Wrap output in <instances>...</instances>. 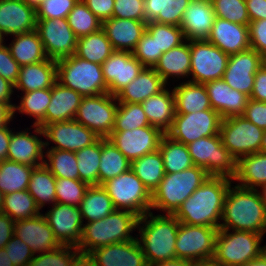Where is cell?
<instances>
[{
  "label": "cell",
  "instance_id": "obj_22",
  "mask_svg": "<svg viewBox=\"0 0 266 266\" xmlns=\"http://www.w3.org/2000/svg\"><path fill=\"white\" fill-rule=\"evenodd\" d=\"M14 235L26 243L34 255L55 250L61 245L42 213L30 219L15 221Z\"/></svg>",
  "mask_w": 266,
  "mask_h": 266
},
{
  "label": "cell",
  "instance_id": "obj_31",
  "mask_svg": "<svg viewBox=\"0 0 266 266\" xmlns=\"http://www.w3.org/2000/svg\"><path fill=\"white\" fill-rule=\"evenodd\" d=\"M82 97L77 91L56 82L51 88V100L46 109L45 126L54 122L73 120Z\"/></svg>",
  "mask_w": 266,
  "mask_h": 266
},
{
  "label": "cell",
  "instance_id": "obj_71",
  "mask_svg": "<svg viewBox=\"0 0 266 266\" xmlns=\"http://www.w3.org/2000/svg\"><path fill=\"white\" fill-rule=\"evenodd\" d=\"M240 266H266V256L264 255V253H262L257 258L250 260Z\"/></svg>",
  "mask_w": 266,
  "mask_h": 266
},
{
  "label": "cell",
  "instance_id": "obj_67",
  "mask_svg": "<svg viewBox=\"0 0 266 266\" xmlns=\"http://www.w3.org/2000/svg\"><path fill=\"white\" fill-rule=\"evenodd\" d=\"M14 84L0 76V102L8 103L14 108L11 103V95L13 94Z\"/></svg>",
  "mask_w": 266,
  "mask_h": 266
},
{
  "label": "cell",
  "instance_id": "obj_28",
  "mask_svg": "<svg viewBox=\"0 0 266 266\" xmlns=\"http://www.w3.org/2000/svg\"><path fill=\"white\" fill-rule=\"evenodd\" d=\"M30 134L28 130L11 132L7 160L34 167L44 164L43 148L50 144Z\"/></svg>",
  "mask_w": 266,
  "mask_h": 266
},
{
  "label": "cell",
  "instance_id": "obj_57",
  "mask_svg": "<svg viewBox=\"0 0 266 266\" xmlns=\"http://www.w3.org/2000/svg\"><path fill=\"white\" fill-rule=\"evenodd\" d=\"M112 17L145 21L144 0H114Z\"/></svg>",
  "mask_w": 266,
  "mask_h": 266
},
{
  "label": "cell",
  "instance_id": "obj_18",
  "mask_svg": "<svg viewBox=\"0 0 266 266\" xmlns=\"http://www.w3.org/2000/svg\"><path fill=\"white\" fill-rule=\"evenodd\" d=\"M265 62L266 60L251 48L231 54L222 79L232 89L250 97L255 74Z\"/></svg>",
  "mask_w": 266,
  "mask_h": 266
},
{
  "label": "cell",
  "instance_id": "obj_36",
  "mask_svg": "<svg viewBox=\"0 0 266 266\" xmlns=\"http://www.w3.org/2000/svg\"><path fill=\"white\" fill-rule=\"evenodd\" d=\"M9 45L12 57L20 66L38 63L47 60L43 43L36 30L15 35Z\"/></svg>",
  "mask_w": 266,
  "mask_h": 266
},
{
  "label": "cell",
  "instance_id": "obj_78",
  "mask_svg": "<svg viewBox=\"0 0 266 266\" xmlns=\"http://www.w3.org/2000/svg\"><path fill=\"white\" fill-rule=\"evenodd\" d=\"M4 39H5V38H3L2 34L0 33V45H2V44H3V42H4Z\"/></svg>",
  "mask_w": 266,
  "mask_h": 266
},
{
  "label": "cell",
  "instance_id": "obj_51",
  "mask_svg": "<svg viewBox=\"0 0 266 266\" xmlns=\"http://www.w3.org/2000/svg\"><path fill=\"white\" fill-rule=\"evenodd\" d=\"M141 103H119L113 131H126L149 126Z\"/></svg>",
  "mask_w": 266,
  "mask_h": 266
},
{
  "label": "cell",
  "instance_id": "obj_48",
  "mask_svg": "<svg viewBox=\"0 0 266 266\" xmlns=\"http://www.w3.org/2000/svg\"><path fill=\"white\" fill-rule=\"evenodd\" d=\"M145 31L156 40L157 63L163 53L182 44L184 40H186L180 26L161 24L152 21L147 23Z\"/></svg>",
  "mask_w": 266,
  "mask_h": 266
},
{
  "label": "cell",
  "instance_id": "obj_19",
  "mask_svg": "<svg viewBox=\"0 0 266 266\" xmlns=\"http://www.w3.org/2000/svg\"><path fill=\"white\" fill-rule=\"evenodd\" d=\"M54 237L61 245L77 247L83 228V219L79 207L64 203H55L44 214Z\"/></svg>",
  "mask_w": 266,
  "mask_h": 266
},
{
  "label": "cell",
  "instance_id": "obj_55",
  "mask_svg": "<svg viewBox=\"0 0 266 266\" xmlns=\"http://www.w3.org/2000/svg\"><path fill=\"white\" fill-rule=\"evenodd\" d=\"M78 0H44L36 9L37 19L67 18Z\"/></svg>",
  "mask_w": 266,
  "mask_h": 266
},
{
  "label": "cell",
  "instance_id": "obj_24",
  "mask_svg": "<svg viewBox=\"0 0 266 266\" xmlns=\"http://www.w3.org/2000/svg\"><path fill=\"white\" fill-rule=\"evenodd\" d=\"M207 41L226 54H235L250 48L249 29L247 25L216 17Z\"/></svg>",
  "mask_w": 266,
  "mask_h": 266
},
{
  "label": "cell",
  "instance_id": "obj_49",
  "mask_svg": "<svg viewBox=\"0 0 266 266\" xmlns=\"http://www.w3.org/2000/svg\"><path fill=\"white\" fill-rule=\"evenodd\" d=\"M45 153L44 165L56 178L79 179L75 152L48 148Z\"/></svg>",
  "mask_w": 266,
  "mask_h": 266
},
{
  "label": "cell",
  "instance_id": "obj_64",
  "mask_svg": "<svg viewBox=\"0 0 266 266\" xmlns=\"http://www.w3.org/2000/svg\"><path fill=\"white\" fill-rule=\"evenodd\" d=\"M13 221L7 214H0V249L4 248L14 235Z\"/></svg>",
  "mask_w": 266,
  "mask_h": 266
},
{
  "label": "cell",
  "instance_id": "obj_37",
  "mask_svg": "<svg viewBox=\"0 0 266 266\" xmlns=\"http://www.w3.org/2000/svg\"><path fill=\"white\" fill-rule=\"evenodd\" d=\"M191 0H144L145 21L180 26Z\"/></svg>",
  "mask_w": 266,
  "mask_h": 266
},
{
  "label": "cell",
  "instance_id": "obj_65",
  "mask_svg": "<svg viewBox=\"0 0 266 266\" xmlns=\"http://www.w3.org/2000/svg\"><path fill=\"white\" fill-rule=\"evenodd\" d=\"M251 21L266 19V0H245Z\"/></svg>",
  "mask_w": 266,
  "mask_h": 266
},
{
  "label": "cell",
  "instance_id": "obj_16",
  "mask_svg": "<svg viewBox=\"0 0 266 266\" xmlns=\"http://www.w3.org/2000/svg\"><path fill=\"white\" fill-rule=\"evenodd\" d=\"M35 127L34 132L45 136L56 146L50 149L67 150L76 152L84 147L95 143L100 137L92 130L73 120L54 122L46 125L43 129Z\"/></svg>",
  "mask_w": 266,
  "mask_h": 266
},
{
  "label": "cell",
  "instance_id": "obj_11",
  "mask_svg": "<svg viewBox=\"0 0 266 266\" xmlns=\"http://www.w3.org/2000/svg\"><path fill=\"white\" fill-rule=\"evenodd\" d=\"M116 101V96L109 93L82 97L74 120L100 138H107L115 126V114L119 105Z\"/></svg>",
  "mask_w": 266,
  "mask_h": 266
},
{
  "label": "cell",
  "instance_id": "obj_74",
  "mask_svg": "<svg viewBox=\"0 0 266 266\" xmlns=\"http://www.w3.org/2000/svg\"><path fill=\"white\" fill-rule=\"evenodd\" d=\"M26 4L31 5L33 8L37 9L44 0H23Z\"/></svg>",
  "mask_w": 266,
  "mask_h": 266
},
{
  "label": "cell",
  "instance_id": "obj_13",
  "mask_svg": "<svg viewBox=\"0 0 266 266\" xmlns=\"http://www.w3.org/2000/svg\"><path fill=\"white\" fill-rule=\"evenodd\" d=\"M222 119L213 109L189 114L176 113L172 127L166 134L173 140L188 145L199 138L219 134Z\"/></svg>",
  "mask_w": 266,
  "mask_h": 266
},
{
  "label": "cell",
  "instance_id": "obj_45",
  "mask_svg": "<svg viewBox=\"0 0 266 266\" xmlns=\"http://www.w3.org/2000/svg\"><path fill=\"white\" fill-rule=\"evenodd\" d=\"M76 153L79 180L89 186L99 185V166L101 158V138Z\"/></svg>",
  "mask_w": 266,
  "mask_h": 266
},
{
  "label": "cell",
  "instance_id": "obj_7",
  "mask_svg": "<svg viewBox=\"0 0 266 266\" xmlns=\"http://www.w3.org/2000/svg\"><path fill=\"white\" fill-rule=\"evenodd\" d=\"M218 229L213 260L222 266H240L263 253V235L243 230Z\"/></svg>",
  "mask_w": 266,
  "mask_h": 266
},
{
  "label": "cell",
  "instance_id": "obj_41",
  "mask_svg": "<svg viewBox=\"0 0 266 266\" xmlns=\"http://www.w3.org/2000/svg\"><path fill=\"white\" fill-rule=\"evenodd\" d=\"M130 169L151 193L165 176L163 158L159 149L131 161Z\"/></svg>",
  "mask_w": 266,
  "mask_h": 266
},
{
  "label": "cell",
  "instance_id": "obj_70",
  "mask_svg": "<svg viewBox=\"0 0 266 266\" xmlns=\"http://www.w3.org/2000/svg\"><path fill=\"white\" fill-rule=\"evenodd\" d=\"M150 266H195V262L175 258L172 260L157 262Z\"/></svg>",
  "mask_w": 266,
  "mask_h": 266
},
{
  "label": "cell",
  "instance_id": "obj_59",
  "mask_svg": "<svg viewBox=\"0 0 266 266\" xmlns=\"http://www.w3.org/2000/svg\"><path fill=\"white\" fill-rule=\"evenodd\" d=\"M248 29L250 48L266 60V19L251 21Z\"/></svg>",
  "mask_w": 266,
  "mask_h": 266
},
{
  "label": "cell",
  "instance_id": "obj_26",
  "mask_svg": "<svg viewBox=\"0 0 266 266\" xmlns=\"http://www.w3.org/2000/svg\"><path fill=\"white\" fill-rule=\"evenodd\" d=\"M215 18L211 0H191L180 25L186 40H207Z\"/></svg>",
  "mask_w": 266,
  "mask_h": 266
},
{
  "label": "cell",
  "instance_id": "obj_4",
  "mask_svg": "<svg viewBox=\"0 0 266 266\" xmlns=\"http://www.w3.org/2000/svg\"><path fill=\"white\" fill-rule=\"evenodd\" d=\"M138 221L139 216L131 211L115 210L103 219L84 224L76 248L89 254L98 247L135 239L130 232L137 228Z\"/></svg>",
  "mask_w": 266,
  "mask_h": 266
},
{
  "label": "cell",
  "instance_id": "obj_75",
  "mask_svg": "<svg viewBox=\"0 0 266 266\" xmlns=\"http://www.w3.org/2000/svg\"><path fill=\"white\" fill-rule=\"evenodd\" d=\"M259 152L266 154V130H265L264 136L262 138L261 148H260Z\"/></svg>",
  "mask_w": 266,
  "mask_h": 266
},
{
  "label": "cell",
  "instance_id": "obj_8",
  "mask_svg": "<svg viewBox=\"0 0 266 266\" xmlns=\"http://www.w3.org/2000/svg\"><path fill=\"white\" fill-rule=\"evenodd\" d=\"M116 210L131 211L139 217L151 212L152 193L129 169L102 184Z\"/></svg>",
  "mask_w": 266,
  "mask_h": 266
},
{
  "label": "cell",
  "instance_id": "obj_77",
  "mask_svg": "<svg viewBox=\"0 0 266 266\" xmlns=\"http://www.w3.org/2000/svg\"><path fill=\"white\" fill-rule=\"evenodd\" d=\"M4 194L0 192V214L3 213V206H4Z\"/></svg>",
  "mask_w": 266,
  "mask_h": 266
},
{
  "label": "cell",
  "instance_id": "obj_1",
  "mask_svg": "<svg viewBox=\"0 0 266 266\" xmlns=\"http://www.w3.org/2000/svg\"><path fill=\"white\" fill-rule=\"evenodd\" d=\"M233 180L209 176L180 206L174 216L187 225L219 229L226 194Z\"/></svg>",
  "mask_w": 266,
  "mask_h": 266
},
{
  "label": "cell",
  "instance_id": "obj_69",
  "mask_svg": "<svg viewBox=\"0 0 266 266\" xmlns=\"http://www.w3.org/2000/svg\"><path fill=\"white\" fill-rule=\"evenodd\" d=\"M70 266H95L94 259L85 253H78L72 260Z\"/></svg>",
  "mask_w": 266,
  "mask_h": 266
},
{
  "label": "cell",
  "instance_id": "obj_56",
  "mask_svg": "<svg viewBox=\"0 0 266 266\" xmlns=\"http://www.w3.org/2000/svg\"><path fill=\"white\" fill-rule=\"evenodd\" d=\"M132 55L147 68H154L157 64V45L146 31L132 51Z\"/></svg>",
  "mask_w": 266,
  "mask_h": 266
},
{
  "label": "cell",
  "instance_id": "obj_3",
  "mask_svg": "<svg viewBox=\"0 0 266 266\" xmlns=\"http://www.w3.org/2000/svg\"><path fill=\"white\" fill-rule=\"evenodd\" d=\"M153 215L148 212L139 217L137 225L140 234L137 240L148 266L176 258L175 242L180 224L174 215Z\"/></svg>",
  "mask_w": 266,
  "mask_h": 266
},
{
  "label": "cell",
  "instance_id": "obj_58",
  "mask_svg": "<svg viewBox=\"0 0 266 266\" xmlns=\"http://www.w3.org/2000/svg\"><path fill=\"white\" fill-rule=\"evenodd\" d=\"M14 266H30L34 253L30 247L13 235L11 240L4 247Z\"/></svg>",
  "mask_w": 266,
  "mask_h": 266
},
{
  "label": "cell",
  "instance_id": "obj_47",
  "mask_svg": "<svg viewBox=\"0 0 266 266\" xmlns=\"http://www.w3.org/2000/svg\"><path fill=\"white\" fill-rule=\"evenodd\" d=\"M3 213L13 221L30 219L41 214L36 201L27 190L6 194Z\"/></svg>",
  "mask_w": 266,
  "mask_h": 266
},
{
  "label": "cell",
  "instance_id": "obj_29",
  "mask_svg": "<svg viewBox=\"0 0 266 266\" xmlns=\"http://www.w3.org/2000/svg\"><path fill=\"white\" fill-rule=\"evenodd\" d=\"M56 82L57 63L48 58L38 63L21 66L14 89L30 92L52 88Z\"/></svg>",
  "mask_w": 266,
  "mask_h": 266
},
{
  "label": "cell",
  "instance_id": "obj_76",
  "mask_svg": "<svg viewBox=\"0 0 266 266\" xmlns=\"http://www.w3.org/2000/svg\"><path fill=\"white\" fill-rule=\"evenodd\" d=\"M262 192L260 191V195L262 198V201L265 204V208H266V184L261 186Z\"/></svg>",
  "mask_w": 266,
  "mask_h": 266
},
{
  "label": "cell",
  "instance_id": "obj_14",
  "mask_svg": "<svg viewBox=\"0 0 266 266\" xmlns=\"http://www.w3.org/2000/svg\"><path fill=\"white\" fill-rule=\"evenodd\" d=\"M191 72L194 83L204 84L209 81L222 79L227 68L229 54L207 40H191Z\"/></svg>",
  "mask_w": 266,
  "mask_h": 266
},
{
  "label": "cell",
  "instance_id": "obj_52",
  "mask_svg": "<svg viewBox=\"0 0 266 266\" xmlns=\"http://www.w3.org/2000/svg\"><path fill=\"white\" fill-rule=\"evenodd\" d=\"M56 203L79 206L89 185L79 179L56 178Z\"/></svg>",
  "mask_w": 266,
  "mask_h": 266
},
{
  "label": "cell",
  "instance_id": "obj_12",
  "mask_svg": "<svg viewBox=\"0 0 266 266\" xmlns=\"http://www.w3.org/2000/svg\"><path fill=\"white\" fill-rule=\"evenodd\" d=\"M218 228L179 224L175 242L176 258L192 262L212 260Z\"/></svg>",
  "mask_w": 266,
  "mask_h": 266
},
{
  "label": "cell",
  "instance_id": "obj_46",
  "mask_svg": "<svg viewBox=\"0 0 266 266\" xmlns=\"http://www.w3.org/2000/svg\"><path fill=\"white\" fill-rule=\"evenodd\" d=\"M20 105L14 106L15 111L19 110L22 114L33 116L35 122L33 126H39L41 129L45 127V114L51 100V88L38 89L30 92H24Z\"/></svg>",
  "mask_w": 266,
  "mask_h": 266
},
{
  "label": "cell",
  "instance_id": "obj_43",
  "mask_svg": "<svg viewBox=\"0 0 266 266\" xmlns=\"http://www.w3.org/2000/svg\"><path fill=\"white\" fill-rule=\"evenodd\" d=\"M165 173L181 172L194 166L187 145L164 134L159 144Z\"/></svg>",
  "mask_w": 266,
  "mask_h": 266
},
{
  "label": "cell",
  "instance_id": "obj_25",
  "mask_svg": "<svg viewBox=\"0 0 266 266\" xmlns=\"http://www.w3.org/2000/svg\"><path fill=\"white\" fill-rule=\"evenodd\" d=\"M210 104L222 118L242 116L249 97L232 89L223 79L204 83Z\"/></svg>",
  "mask_w": 266,
  "mask_h": 266
},
{
  "label": "cell",
  "instance_id": "obj_44",
  "mask_svg": "<svg viewBox=\"0 0 266 266\" xmlns=\"http://www.w3.org/2000/svg\"><path fill=\"white\" fill-rule=\"evenodd\" d=\"M34 166L4 160L0 162V192L4 195L27 190Z\"/></svg>",
  "mask_w": 266,
  "mask_h": 266
},
{
  "label": "cell",
  "instance_id": "obj_27",
  "mask_svg": "<svg viewBox=\"0 0 266 266\" xmlns=\"http://www.w3.org/2000/svg\"><path fill=\"white\" fill-rule=\"evenodd\" d=\"M146 21L112 17L102 23V30L115 51L132 52L146 30Z\"/></svg>",
  "mask_w": 266,
  "mask_h": 266
},
{
  "label": "cell",
  "instance_id": "obj_42",
  "mask_svg": "<svg viewBox=\"0 0 266 266\" xmlns=\"http://www.w3.org/2000/svg\"><path fill=\"white\" fill-rule=\"evenodd\" d=\"M56 177L43 164L34 167L30 175L27 191L41 210L46 203H56Z\"/></svg>",
  "mask_w": 266,
  "mask_h": 266
},
{
  "label": "cell",
  "instance_id": "obj_38",
  "mask_svg": "<svg viewBox=\"0 0 266 266\" xmlns=\"http://www.w3.org/2000/svg\"><path fill=\"white\" fill-rule=\"evenodd\" d=\"M78 207L83 221L85 218L88 223L103 219L116 210L112 199L102 185L89 186Z\"/></svg>",
  "mask_w": 266,
  "mask_h": 266
},
{
  "label": "cell",
  "instance_id": "obj_54",
  "mask_svg": "<svg viewBox=\"0 0 266 266\" xmlns=\"http://www.w3.org/2000/svg\"><path fill=\"white\" fill-rule=\"evenodd\" d=\"M74 250V251H72ZM79 250L72 245H60L52 251L34 255L30 266H70Z\"/></svg>",
  "mask_w": 266,
  "mask_h": 266
},
{
  "label": "cell",
  "instance_id": "obj_68",
  "mask_svg": "<svg viewBox=\"0 0 266 266\" xmlns=\"http://www.w3.org/2000/svg\"><path fill=\"white\" fill-rule=\"evenodd\" d=\"M14 116V108L8 103L0 102V128L9 126Z\"/></svg>",
  "mask_w": 266,
  "mask_h": 266
},
{
  "label": "cell",
  "instance_id": "obj_60",
  "mask_svg": "<svg viewBox=\"0 0 266 266\" xmlns=\"http://www.w3.org/2000/svg\"><path fill=\"white\" fill-rule=\"evenodd\" d=\"M20 65L12 57L8 46L0 45V76L15 84L20 72Z\"/></svg>",
  "mask_w": 266,
  "mask_h": 266
},
{
  "label": "cell",
  "instance_id": "obj_72",
  "mask_svg": "<svg viewBox=\"0 0 266 266\" xmlns=\"http://www.w3.org/2000/svg\"><path fill=\"white\" fill-rule=\"evenodd\" d=\"M0 266H14L4 248L0 249Z\"/></svg>",
  "mask_w": 266,
  "mask_h": 266
},
{
  "label": "cell",
  "instance_id": "obj_23",
  "mask_svg": "<svg viewBox=\"0 0 266 266\" xmlns=\"http://www.w3.org/2000/svg\"><path fill=\"white\" fill-rule=\"evenodd\" d=\"M89 255L95 266H148L137 238L98 247Z\"/></svg>",
  "mask_w": 266,
  "mask_h": 266
},
{
  "label": "cell",
  "instance_id": "obj_21",
  "mask_svg": "<svg viewBox=\"0 0 266 266\" xmlns=\"http://www.w3.org/2000/svg\"><path fill=\"white\" fill-rule=\"evenodd\" d=\"M36 9L23 0H0V33L18 35L36 30Z\"/></svg>",
  "mask_w": 266,
  "mask_h": 266
},
{
  "label": "cell",
  "instance_id": "obj_10",
  "mask_svg": "<svg viewBox=\"0 0 266 266\" xmlns=\"http://www.w3.org/2000/svg\"><path fill=\"white\" fill-rule=\"evenodd\" d=\"M265 130L243 116L223 118L220 126L222 144L238 161L241 157L260 151Z\"/></svg>",
  "mask_w": 266,
  "mask_h": 266
},
{
  "label": "cell",
  "instance_id": "obj_40",
  "mask_svg": "<svg viewBox=\"0 0 266 266\" xmlns=\"http://www.w3.org/2000/svg\"><path fill=\"white\" fill-rule=\"evenodd\" d=\"M114 51L111 42L101 28L95 33L77 39L75 55L81 59L102 65Z\"/></svg>",
  "mask_w": 266,
  "mask_h": 266
},
{
  "label": "cell",
  "instance_id": "obj_63",
  "mask_svg": "<svg viewBox=\"0 0 266 266\" xmlns=\"http://www.w3.org/2000/svg\"><path fill=\"white\" fill-rule=\"evenodd\" d=\"M250 99L266 102V62L256 72Z\"/></svg>",
  "mask_w": 266,
  "mask_h": 266
},
{
  "label": "cell",
  "instance_id": "obj_2",
  "mask_svg": "<svg viewBox=\"0 0 266 266\" xmlns=\"http://www.w3.org/2000/svg\"><path fill=\"white\" fill-rule=\"evenodd\" d=\"M230 185L225 197L219 229L266 233V208L257 189Z\"/></svg>",
  "mask_w": 266,
  "mask_h": 266
},
{
  "label": "cell",
  "instance_id": "obj_33",
  "mask_svg": "<svg viewBox=\"0 0 266 266\" xmlns=\"http://www.w3.org/2000/svg\"><path fill=\"white\" fill-rule=\"evenodd\" d=\"M190 59V41L185 40L182 44L163 53L154 70L168 84L167 81L170 77L180 78L182 76L183 78L185 76L188 77V75L190 76Z\"/></svg>",
  "mask_w": 266,
  "mask_h": 266
},
{
  "label": "cell",
  "instance_id": "obj_32",
  "mask_svg": "<svg viewBox=\"0 0 266 266\" xmlns=\"http://www.w3.org/2000/svg\"><path fill=\"white\" fill-rule=\"evenodd\" d=\"M141 106L150 125L159 128L165 134L171 129L176 114L173 91L165 87L141 102Z\"/></svg>",
  "mask_w": 266,
  "mask_h": 266
},
{
  "label": "cell",
  "instance_id": "obj_15",
  "mask_svg": "<svg viewBox=\"0 0 266 266\" xmlns=\"http://www.w3.org/2000/svg\"><path fill=\"white\" fill-rule=\"evenodd\" d=\"M36 31L49 59L57 61L75 54L78 38L66 18L37 19Z\"/></svg>",
  "mask_w": 266,
  "mask_h": 266
},
{
  "label": "cell",
  "instance_id": "obj_50",
  "mask_svg": "<svg viewBox=\"0 0 266 266\" xmlns=\"http://www.w3.org/2000/svg\"><path fill=\"white\" fill-rule=\"evenodd\" d=\"M66 19L77 38L95 33L102 28V22L82 0H78Z\"/></svg>",
  "mask_w": 266,
  "mask_h": 266
},
{
  "label": "cell",
  "instance_id": "obj_6",
  "mask_svg": "<svg viewBox=\"0 0 266 266\" xmlns=\"http://www.w3.org/2000/svg\"><path fill=\"white\" fill-rule=\"evenodd\" d=\"M57 82L77 91L83 97L108 93L102 65L77 57L75 54L56 61Z\"/></svg>",
  "mask_w": 266,
  "mask_h": 266
},
{
  "label": "cell",
  "instance_id": "obj_30",
  "mask_svg": "<svg viewBox=\"0 0 266 266\" xmlns=\"http://www.w3.org/2000/svg\"><path fill=\"white\" fill-rule=\"evenodd\" d=\"M166 87L154 68L144 67L139 75L115 96L118 103H141Z\"/></svg>",
  "mask_w": 266,
  "mask_h": 266
},
{
  "label": "cell",
  "instance_id": "obj_20",
  "mask_svg": "<svg viewBox=\"0 0 266 266\" xmlns=\"http://www.w3.org/2000/svg\"><path fill=\"white\" fill-rule=\"evenodd\" d=\"M144 66L128 51H114L102 64L108 93L116 95L133 81Z\"/></svg>",
  "mask_w": 266,
  "mask_h": 266
},
{
  "label": "cell",
  "instance_id": "obj_17",
  "mask_svg": "<svg viewBox=\"0 0 266 266\" xmlns=\"http://www.w3.org/2000/svg\"><path fill=\"white\" fill-rule=\"evenodd\" d=\"M163 133L152 125L126 131H112L107 137L130 161L159 149Z\"/></svg>",
  "mask_w": 266,
  "mask_h": 266
},
{
  "label": "cell",
  "instance_id": "obj_79",
  "mask_svg": "<svg viewBox=\"0 0 266 266\" xmlns=\"http://www.w3.org/2000/svg\"><path fill=\"white\" fill-rule=\"evenodd\" d=\"M263 253H264V255L266 256V245L263 246Z\"/></svg>",
  "mask_w": 266,
  "mask_h": 266
},
{
  "label": "cell",
  "instance_id": "obj_73",
  "mask_svg": "<svg viewBox=\"0 0 266 266\" xmlns=\"http://www.w3.org/2000/svg\"><path fill=\"white\" fill-rule=\"evenodd\" d=\"M195 266H222L221 264H218L213 259L212 260H205L201 262H196Z\"/></svg>",
  "mask_w": 266,
  "mask_h": 266
},
{
  "label": "cell",
  "instance_id": "obj_62",
  "mask_svg": "<svg viewBox=\"0 0 266 266\" xmlns=\"http://www.w3.org/2000/svg\"><path fill=\"white\" fill-rule=\"evenodd\" d=\"M86 6L103 23L112 18L114 9V0H82Z\"/></svg>",
  "mask_w": 266,
  "mask_h": 266
},
{
  "label": "cell",
  "instance_id": "obj_66",
  "mask_svg": "<svg viewBox=\"0 0 266 266\" xmlns=\"http://www.w3.org/2000/svg\"><path fill=\"white\" fill-rule=\"evenodd\" d=\"M12 130L13 129L10 130V127L8 126L0 128V162L7 160Z\"/></svg>",
  "mask_w": 266,
  "mask_h": 266
},
{
  "label": "cell",
  "instance_id": "obj_61",
  "mask_svg": "<svg viewBox=\"0 0 266 266\" xmlns=\"http://www.w3.org/2000/svg\"><path fill=\"white\" fill-rule=\"evenodd\" d=\"M242 116L259 128L266 130V102L249 98Z\"/></svg>",
  "mask_w": 266,
  "mask_h": 266
},
{
  "label": "cell",
  "instance_id": "obj_35",
  "mask_svg": "<svg viewBox=\"0 0 266 266\" xmlns=\"http://www.w3.org/2000/svg\"><path fill=\"white\" fill-rule=\"evenodd\" d=\"M239 187L257 189L266 184V154L256 152L241 157L236 163V175Z\"/></svg>",
  "mask_w": 266,
  "mask_h": 266
},
{
  "label": "cell",
  "instance_id": "obj_5",
  "mask_svg": "<svg viewBox=\"0 0 266 266\" xmlns=\"http://www.w3.org/2000/svg\"><path fill=\"white\" fill-rule=\"evenodd\" d=\"M209 177L200 166L181 172L165 173L159 186L152 192L151 210L159 209L174 215L182 203Z\"/></svg>",
  "mask_w": 266,
  "mask_h": 266
},
{
  "label": "cell",
  "instance_id": "obj_34",
  "mask_svg": "<svg viewBox=\"0 0 266 266\" xmlns=\"http://www.w3.org/2000/svg\"><path fill=\"white\" fill-rule=\"evenodd\" d=\"M175 99V113H193L212 109L204 84L184 82L172 90Z\"/></svg>",
  "mask_w": 266,
  "mask_h": 266
},
{
  "label": "cell",
  "instance_id": "obj_9",
  "mask_svg": "<svg viewBox=\"0 0 266 266\" xmlns=\"http://www.w3.org/2000/svg\"><path fill=\"white\" fill-rule=\"evenodd\" d=\"M187 147L194 165L202 167L209 176L234 179L237 161L222 144L220 134L199 138Z\"/></svg>",
  "mask_w": 266,
  "mask_h": 266
},
{
  "label": "cell",
  "instance_id": "obj_39",
  "mask_svg": "<svg viewBox=\"0 0 266 266\" xmlns=\"http://www.w3.org/2000/svg\"><path fill=\"white\" fill-rule=\"evenodd\" d=\"M131 161L107 138H101V158L99 166V185L128 171Z\"/></svg>",
  "mask_w": 266,
  "mask_h": 266
},
{
  "label": "cell",
  "instance_id": "obj_53",
  "mask_svg": "<svg viewBox=\"0 0 266 266\" xmlns=\"http://www.w3.org/2000/svg\"><path fill=\"white\" fill-rule=\"evenodd\" d=\"M216 17L241 25H249L245 0H211Z\"/></svg>",
  "mask_w": 266,
  "mask_h": 266
}]
</instances>
